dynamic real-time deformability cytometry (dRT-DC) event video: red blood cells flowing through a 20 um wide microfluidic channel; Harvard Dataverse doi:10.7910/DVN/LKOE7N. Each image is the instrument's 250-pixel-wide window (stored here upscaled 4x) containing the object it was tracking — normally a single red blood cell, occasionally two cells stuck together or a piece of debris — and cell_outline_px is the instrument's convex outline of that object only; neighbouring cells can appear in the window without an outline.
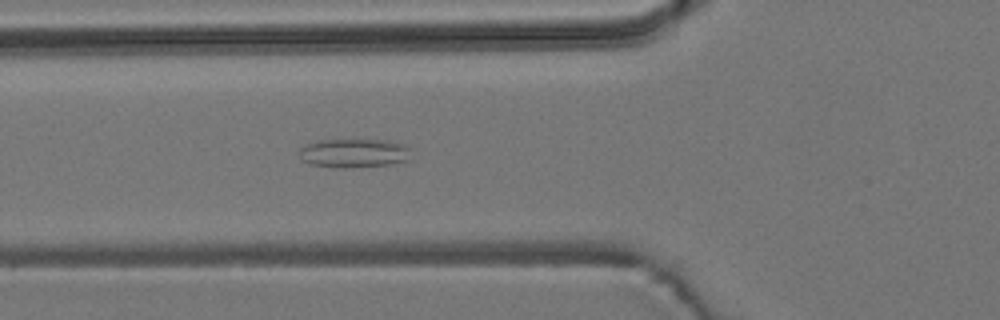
{"species": "common noctule bat (a hibernating species)", "species_latin": "Nyctalus noctula", "temperature_condition": "room temperature", "stored_images_in_passage": 4, "camera_frame_rate_fps": 3000, "um_per_image_px": 0.085, "animal": {"sex": "male", "body_mass_g": 19.2, "forearm_length_mm": 51.8}, "frame": {"image": 1, "passage_image": 4, "time_ms": 4.333, "image_size_px": [1000, 320], "cell_outline_px": [[408, 160], [388, 164], [344, 168], [340, 168], [312, 164], [300, 160], [300, 148], [304, 144], [320, 140], [384, 140], [404, 144], [408, 148]], "centroid_in_image_um": [30.02, 13.01], "position_along_channel_um": 95.8, "area_um2": 18.55}}